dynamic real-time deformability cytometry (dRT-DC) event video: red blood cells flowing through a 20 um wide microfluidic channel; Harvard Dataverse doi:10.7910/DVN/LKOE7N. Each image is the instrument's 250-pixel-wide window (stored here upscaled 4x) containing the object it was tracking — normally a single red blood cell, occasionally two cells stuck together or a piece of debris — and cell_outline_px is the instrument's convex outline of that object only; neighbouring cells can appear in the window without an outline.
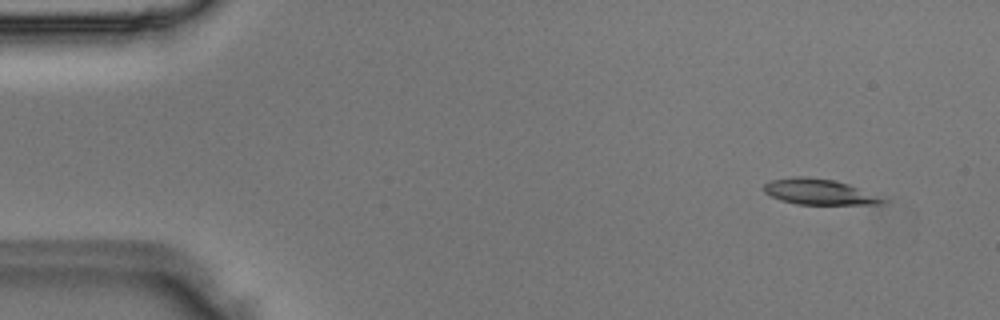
{"species": "Egyptian fruit bat (a non-hibernating species)", "species_latin": "Rousettus aegyptiacus", "temperature_condition": "room temperature", "stored_images_in_passage": 45, "camera_frame_rate_fps": 3000, "um_per_image_px": 0.085, "animal": {"sex": "male"}, "frame": {"image": 1, "passage_image": 1, "time_ms": 0.0, "image_size_px": [1000, 320], "cell_outline_px": [[888, 200], [880, 204], [796, 204], [780, 200], [764, 192], [764, 184], [772, 180], [796, 176], [804, 176], [832, 180], [848, 184]], "centroid_in_image_um": [69.58, 16.31], "position_along_channel_um": 15.4, "area_um2": 17.4}}
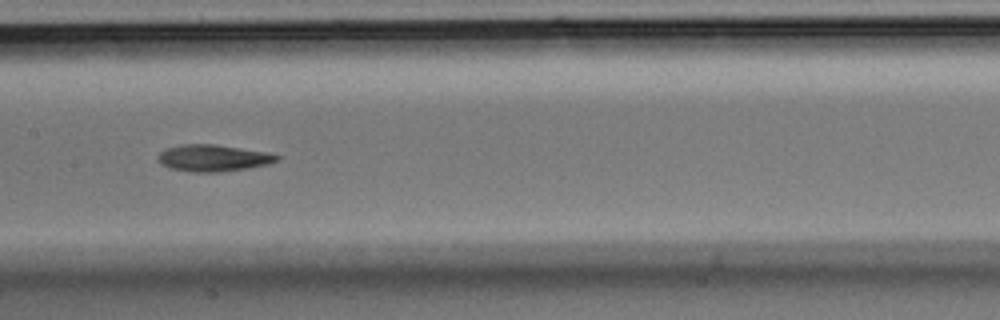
{"frame": {"image": 2, "passage_image": 21, "time_ms": 6.667, "image_size_px": [1000, 320], "cell_outline_px": [[280, 156], [276, 160], [264, 164], [248, 168], [216, 172], [192, 172], [168, 168], [156, 156], [164, 148], [180, 144], [216, 144], [264, 152]], "centroid_in_image_um": [18.03, 13.42], "position_along_channel_um": 189.4, "area_um2": 18.21}}
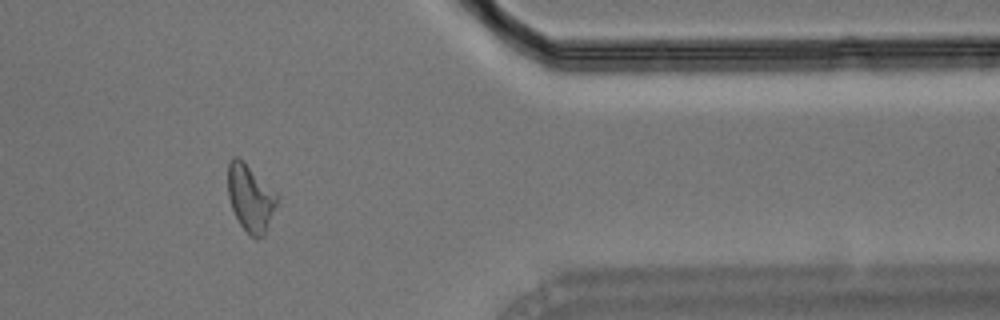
{"frame": {"image": 3, "passage_image": 37, "time_ms": 12.0, "image_size_px": [1000, 320], "cell_outline_px": [[276, 204], [264, 236], [252, 236], [240, 224], [232, 208], [228, 196], [228, 164], [232, 156], [236, 156], [244, 160], [276, 192]], "centroid_in_image_um": [21.26, 16.76], "position_along_channel_um": 390.1, "area_um2": 18.84}}